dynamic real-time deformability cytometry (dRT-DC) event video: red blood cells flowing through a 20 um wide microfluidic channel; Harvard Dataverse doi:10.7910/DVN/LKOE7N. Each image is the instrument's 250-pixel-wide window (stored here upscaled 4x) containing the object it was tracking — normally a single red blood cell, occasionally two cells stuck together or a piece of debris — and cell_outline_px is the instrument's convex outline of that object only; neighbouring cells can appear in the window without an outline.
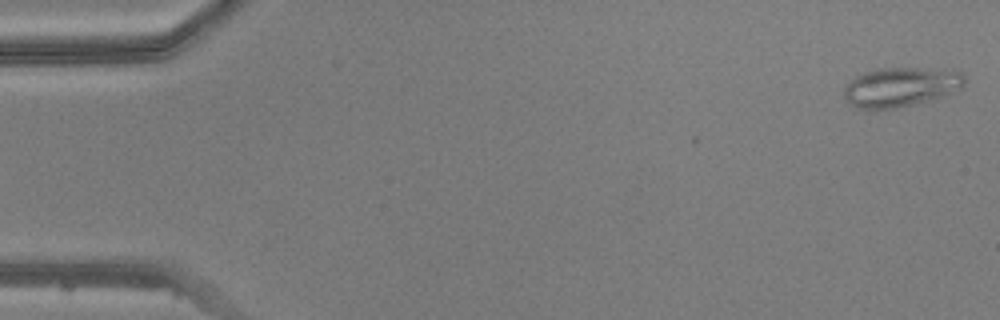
{"species": "common noctule bat (a hibernating species)", "species_latin": "Nyctalus noctula", "temperature_condition": "warm", "stored_images_in_passage": 49, "camera_frame_rate_fps": 3000, "um_per_image_px": 0.085, "animal": {"sex": "male", "body_mass_g": 20.5, "forearm_length_mm": 52.5}, "frame": {"image": 1, "passage_image": 1, "time_ms": 0.0, "image_size_px": [1000, 320], "cell_outline_px": [[964, 84], [960, 88], [940, 96], [912, 104], [896, 108], [868, 112], [856, 108], [844, 96], [844, 88], [856, 76], [864, 72], [880, 68], [952, 68], [964, 72]], "centroid_in_image_um": [76.56, 7.39], "position_along_channel_um": 8.4, "area_um2": 27.98}}
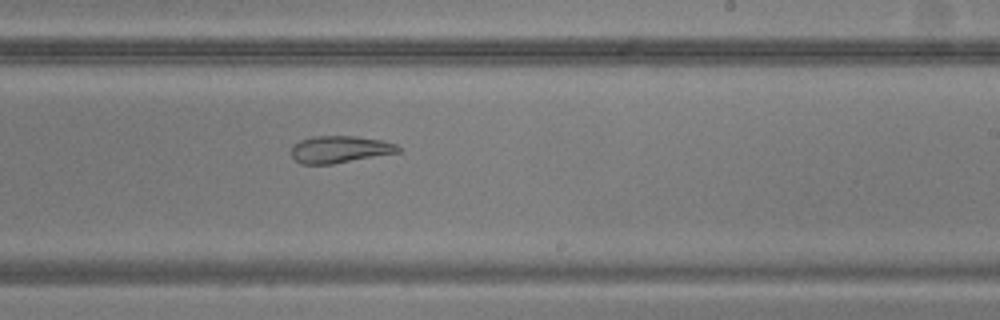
{"frame": {"image": 2, "passage_image": 30, "time_ms": 9.667, "image_size_px": [1000, 320], "cell_outline_px": [[400, 152], [332, 164], [300, 164], [292, 156], [292, 144], [300, 140], [312, 136], [356, 136], [384, 140], [396, 144], [400, 148]], "centroid_in_image_um": [28.88, 12.69], "position_along_channel_um": 260.1, "area_um2": 16.94}}
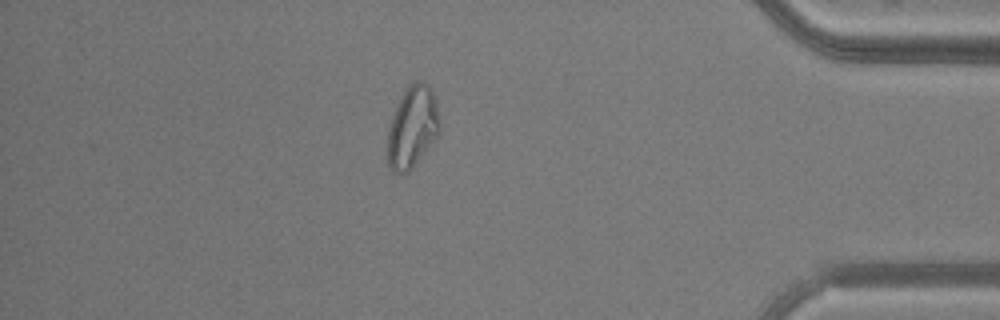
{"frame": {"image": 3, "passage_image": 43, "time_ms": 14.0, "image_size_px": [1000, 320], "cell_outline_px": [[436, 136], [412, 168], [408, 172], [400, 176], [392, 172], [388, 164], [388, 128], [392, 116], [400, 96], [408, 84], [412, 80], [424, 80], [428, 84], [436, 96]], "centroid_in_image_um": [34.99, 10.77], "position_along_channel_um": 400.2, "area_um2": 24.51}}